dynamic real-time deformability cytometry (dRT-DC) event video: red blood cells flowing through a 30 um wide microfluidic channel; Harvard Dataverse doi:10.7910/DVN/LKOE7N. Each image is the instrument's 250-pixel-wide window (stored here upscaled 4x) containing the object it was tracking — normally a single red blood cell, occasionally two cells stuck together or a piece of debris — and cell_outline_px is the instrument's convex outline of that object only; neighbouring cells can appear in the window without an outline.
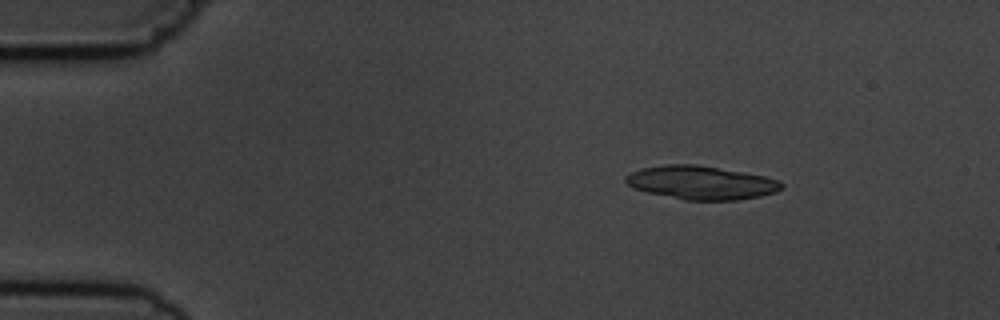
{"species": "common noctule bat (a hibernating species)", "species_latin": "Nyctalus noctula", "temperature_condition": "cold", "stored_images_in_passage": 13, "camera_frame_rate_fps": 3000, "um_per_image_px": 0.085, "animal": {"sex": "male", "body_mass_g": 19.5, "forearm_length_mm": 54.6}, "frame": {"image": 1, "passage_image": 3, "time_ms": 2.333, "image_size_px": [1000, 320], "cell_outline_px": [[784, 188], [776, 192], [760, 196], [736, 200], [684, 200], [648, 192], [636, 188], [628, 184], [624, 180], [624, 176], [632, 172], [644, 168], [664, 164], [696, 164], [744, 172], [764, 176], [780, 180], [784, 184]], "centroid_in_image_um": [59.64, 15.52], "position_along_channel_um": 25.4, "area_um2": 30.4}}
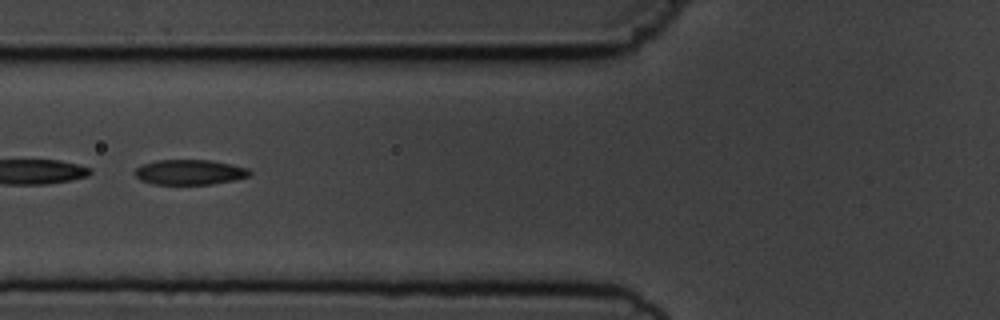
{"frame": {"image": 2, "passage_image": 6, "time_ms": 6.667, "image_size_px": [1000, 320], "cell_outline_px": [[252, 172], [248, 176], [236, 180], [212, 184], [152, 184], [140, 180], [132, 172], [140, 164], [156, 160], [208, 160], [232, 164], [248, 168]], "centroid_in_image_um": [16.09, 14.63], "position_along_channel_um": 109.7, "area_um2": 16.99}, "authors_computed_cell_mechanics": {"area_um2": 17.4556, "velocity_mm_per_s": 3.7366, "shape_relaxation_time_tau1_ms": 2.8212, "shape_relaxation_time_tau2_ms": 1.3596, "deformation_change_tau1": 0.1123, "deformation_change_tau2": 0.0609}}